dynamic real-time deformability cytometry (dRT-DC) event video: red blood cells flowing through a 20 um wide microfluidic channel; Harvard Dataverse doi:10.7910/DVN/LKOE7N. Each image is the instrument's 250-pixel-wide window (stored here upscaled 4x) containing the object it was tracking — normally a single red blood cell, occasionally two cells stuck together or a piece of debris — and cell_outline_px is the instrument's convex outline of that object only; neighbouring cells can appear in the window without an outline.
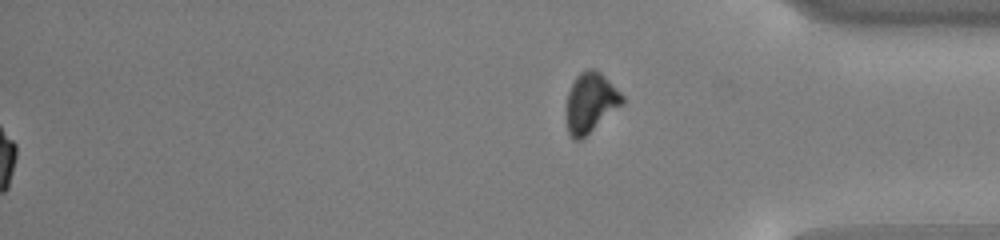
{"species": "common noctule bat (a hibernating species)", "species_latin": "Nyctalus noctula", "temperature_condition": "cold", "stored_images_in_passage": 51, "segment_of_instrument_passage": [2, 2], "camera_frame_rate_fps": 3000, "um_per_image_px": 0.085, "animal": {"sex": "male", "body_mass_g": 13.0, "forearm_length_mm": 53.1}, "frame": {"image": 1, "passage_image": 51, "time_ms": 16.667, "image_size_px": [1000, 240], "cell_outline_px": [[624, 104], [580, 140], [572, 140], [568, 132], [564, 116], [568, 92], [576, 76], [580, 72], [588, 68], [596, 68], [624, 96]], "centroid_in_image_um": [50.16, 8.73], "position_along_channel_um": 385.0, "area_um2": 19.83}}